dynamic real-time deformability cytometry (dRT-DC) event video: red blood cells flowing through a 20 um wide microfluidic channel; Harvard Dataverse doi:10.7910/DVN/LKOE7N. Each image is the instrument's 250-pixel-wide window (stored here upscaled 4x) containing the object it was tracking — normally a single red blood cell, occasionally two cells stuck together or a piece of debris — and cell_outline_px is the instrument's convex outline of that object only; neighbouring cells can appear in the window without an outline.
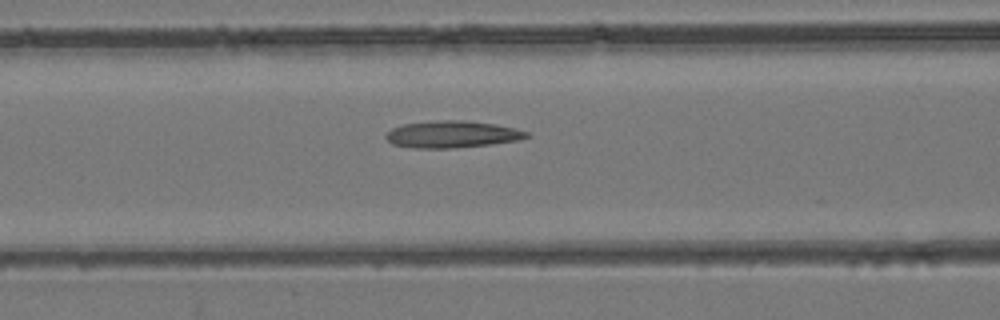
{"species": "common noctule bat (a hibernating species)", "species_latin": "Nyctalus noctula", "temperature_condition": "room temperature", "stored_images_in_passage": 45, "camera_frame_rate_fps": 3000, "um_per_image_px": 0.085, "animal": {"sex": "female", "body_mass_g": 24.6, "forearm_length_mm": 56.2}, "frame": {"image": 1, "passage_image": 17, "time_ms": 5.333, "image_size_px": [1000, 320], "cell_outline_px": [[532, 136], [520, 140], [488, 144], [452, 148], [416, 148], [392, 144], [384, 136], [392, 128], [404, 124], [440, 120], [464, 120], [496, 124], [516, 128], [532, 132]], "centroid_in_image_um": [38.5, 11.41], "position_along_channel_um": 128.1, "area_um2": 22.14}}
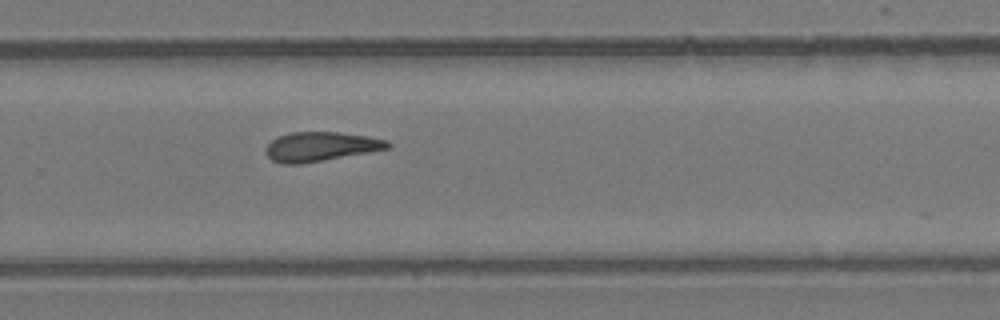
{"frame": {"image": 2, "passage_image": 29, "time_ms": 9.333, "image_size_px": [1000, 320], "cell_outline_px": [[392, 148], [324, 160], [300, 164], [280, 164], [272, 160], [264, 152], [264, 148], [272, 140], [280, 136], [292, 132], [336, 132], [368, 136], [388, 140], [392, 144]], "centroid_in_image_um": [27.27, 12.46], "position_along_channel_um": 302.5, "area_um2": 20.92}}
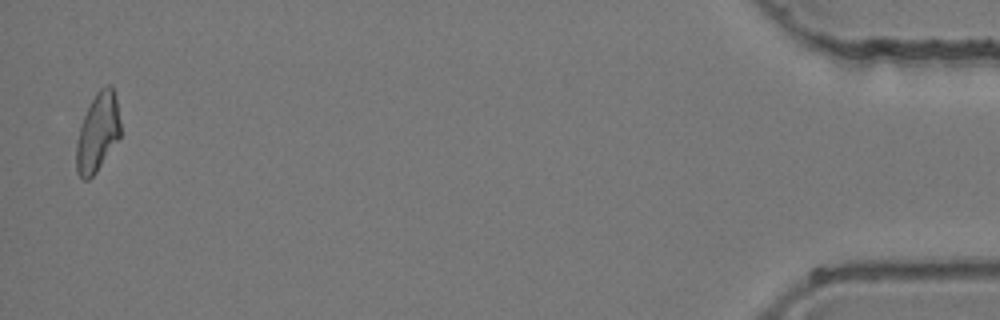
{"frame": {"image": 3, "passage_image": 44, "time_ms": 14.333, "image_size_px": [1000, 320], "cell_outline_px": [[120, 136], [96, 172], [88, 180], [84, 180], [76, 172], [76, 144], [80, 124], [96, 92], [104, 84], [112, 84], [116, 100], [120, 120]], "centroid_in_image_um": [8.29, 11.24], "position_along_channel_um": 426.9, "area_um2": 20.11}}